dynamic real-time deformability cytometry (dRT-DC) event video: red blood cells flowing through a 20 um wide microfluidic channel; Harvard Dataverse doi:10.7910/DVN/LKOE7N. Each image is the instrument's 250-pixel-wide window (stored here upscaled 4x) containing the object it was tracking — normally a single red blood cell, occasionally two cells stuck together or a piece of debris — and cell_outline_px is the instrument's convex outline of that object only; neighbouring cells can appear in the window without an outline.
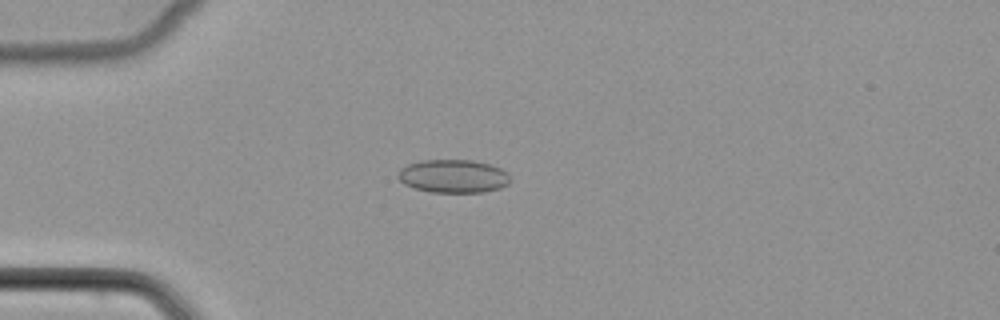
{"species": "common noctule bat (a hibernating species)", "species_latin": "Nyctalus noctula", "temperature_condition": "cold", "stored_images_in_passage": 52, "camera_frame_rate_fps": 3000, "um_per_image_px": 0.085, "animal": {"sex": "female", "body_mass_g": 22.7, "forearm_length_mm": 54.2}, "frame": {"image": 1, "passage_image": 15, "time_ms": 4.667, "image_size_px": [1000, 320], "cell_outline_px": [[512, 180], [508, 184], [500, 188], [484, 192], [432, 192], [416, 188], [404, 184], [396, 176], [400, 168], [408, 164], [420, 160], [472, 160], [488, 164], [500, 168], [508, 172]], "centroid_in_image_um": [38.54, 14.97], "position_along_channel_um": 46.5, "area_um2": 21.85}}
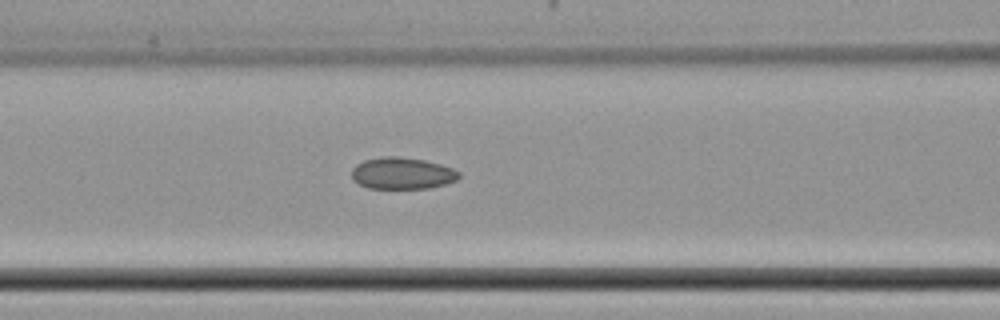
{"frame": {"image": 2, "passage_image": 23, "time_ms": 7.333, "image_size_px": [1000, 320], "cell_outline_px": [[460, 176], [456, 180], [444, 184], [428, 188], [368, 188], [352, 180], [352, 168], [356, 164], [364, 160], [380, 156], [396, 156], [424, 160], [440, 164], [452, 168], [460, 172]], "centroid_in_image_um": [34.16, 14.72], "position_along_channel_um": 132.4, "area_um2": 19.83}}
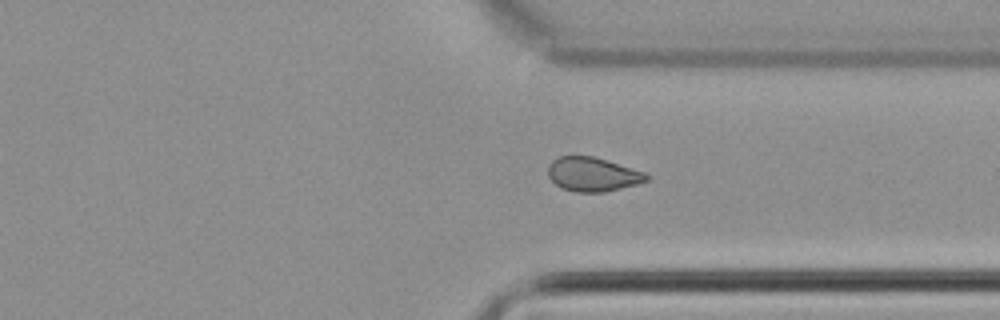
{"frame": {"image": 3, "passage_image": 40, "time_ms": 13.0, "image_size_px": [1000, 320], "cell_outline_px": [[648, 180], [636, 184], [604, 192], [576, 192], [564, 188], [556, 184], [548, 176], [548, 164], [552, 160], [560, 156], [592, 156], [608, 160], [644, 172], [648, 176]], "centroid_in_image_um": [50.36, 14.81], "position_along_channel_um": 361.0, "area_um2": 19.36}}